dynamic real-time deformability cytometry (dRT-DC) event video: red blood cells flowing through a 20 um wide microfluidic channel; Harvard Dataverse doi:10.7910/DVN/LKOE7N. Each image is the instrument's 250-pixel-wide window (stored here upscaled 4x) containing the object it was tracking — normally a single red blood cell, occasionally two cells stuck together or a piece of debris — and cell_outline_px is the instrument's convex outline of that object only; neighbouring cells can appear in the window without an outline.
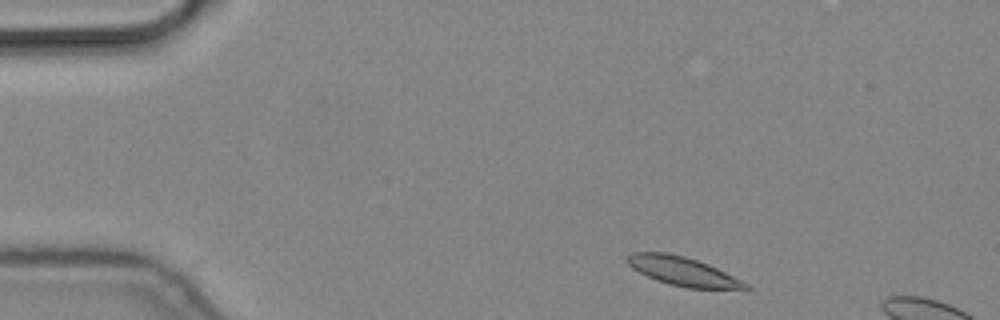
{"species": "common noctule bat (a hibernating species)", "species_latin": "Nyctalus noctula", "temperature_condition": "cold", "stored_images_in_passage": 3, "camera_frame_rate_fps": 3000, "um_per_image_px": 0.085, "animal": {"sex": "male", "body_mass_g": 19.2, "forearm_length_mm": 51.8}, "frame": {"image": 1, "passage_image": 1, "time_ms": 0.0, "image_size_px": [1000, 320], "cell_outline_px": [[752, 288], [688, 288], [668, 284], [656, 280], [632, 268], [628, 264], [628, 256], [632, 252], [668, 252], [684, 256], [708, 264], [748, 284]], "centroid_in_image_um": [57.99, 23.05], "position_along_channel_um": 27.0, "area_um2": 19.36}}